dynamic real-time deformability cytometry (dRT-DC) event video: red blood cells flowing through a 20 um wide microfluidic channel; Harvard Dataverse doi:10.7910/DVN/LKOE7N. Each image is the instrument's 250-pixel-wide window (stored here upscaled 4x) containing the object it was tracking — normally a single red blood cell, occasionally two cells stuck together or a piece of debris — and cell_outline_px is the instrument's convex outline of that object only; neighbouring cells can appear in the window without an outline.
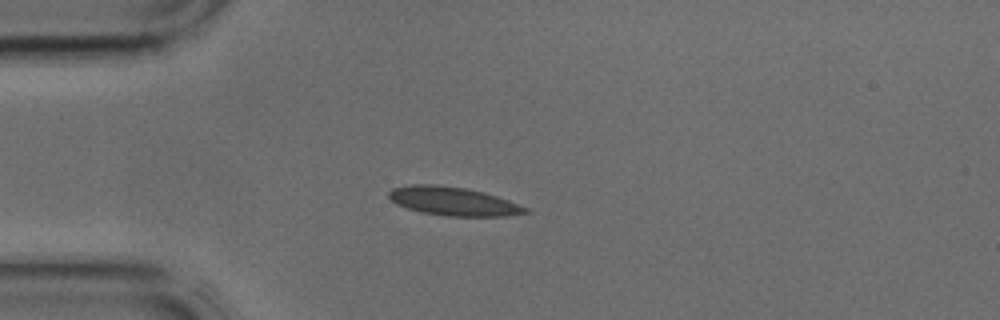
{"species": "common noctule bat (a hibernating species)", "species_latin": "Nyctalus noctula", "temperature_condition": "cold", "stored_images_in_passage": 41, "camera_frame_rate_fps": 3000, "um_per_image_px": 0.085, "animal": {"sex": "male", "body_mass_g": 17.9, "forearm_length_mm": 54.2}, "frame": {"image": 1, "passage_image": 10, "time_ms": 3.0, "image_size_px": [1000, 320], "cell_outline_px": [[532, 212], [508, 216], [448, 216], [420, 212], [396, 204], [388, 196], [388, 192], [392, 188], [412, 184], [436, 184], [464, 188], [484, 192], [508, 200], [528, 208]], "centroid_in_image_um": [38.53, 17.11], "position_along_channel_um": 46.5, "area_um2": 22.77}}
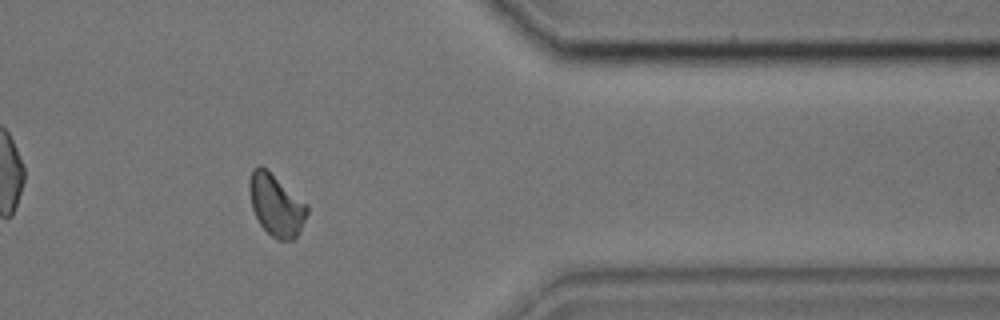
{"frame": {"image": 2, "passage_image": 34, "time_ms": 11.0, "image_size_px": [1000, 320], "cell_outline_px": [[308, 212], [296, 236], [292, 240], [280, 240], [272, 236], [260, 224], [252, 208], [248, 188], [248, 180], [252, 168], [260, 164], [308, 204]], "centroid_in_image_um": [23.44, 17.4], "position_along_channel_um": 388.0, "area_um2": 20.58}}
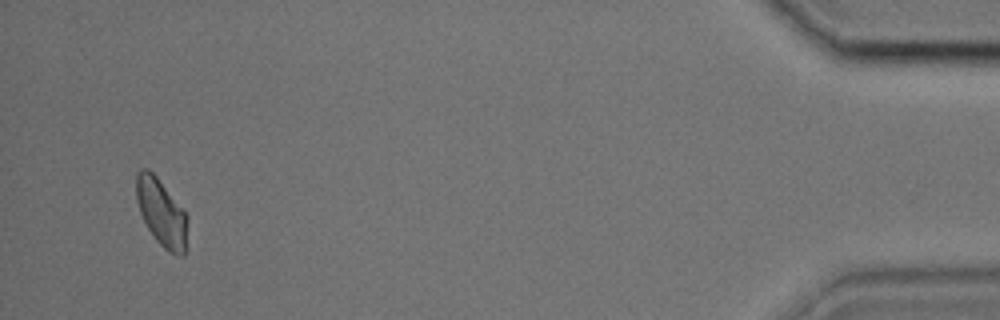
{"frame": {"image": 3, "passage_image": 40, "time_ms": 13.0, "image_size_px": [1000, 320], "cell_outline_px": [[188, 220], [184, 256], [180, 256], [168, 252], [156, 240], [148, 228], [140, 212], [136, 200], [136, 172], [140, 168], [148, 168], [156, 176], [184, 208], [188, 216]], "centroid_in_image_um": [13.73, 18.05], "position_along_channel_um": 421.5, "area_um2": 20.29}}